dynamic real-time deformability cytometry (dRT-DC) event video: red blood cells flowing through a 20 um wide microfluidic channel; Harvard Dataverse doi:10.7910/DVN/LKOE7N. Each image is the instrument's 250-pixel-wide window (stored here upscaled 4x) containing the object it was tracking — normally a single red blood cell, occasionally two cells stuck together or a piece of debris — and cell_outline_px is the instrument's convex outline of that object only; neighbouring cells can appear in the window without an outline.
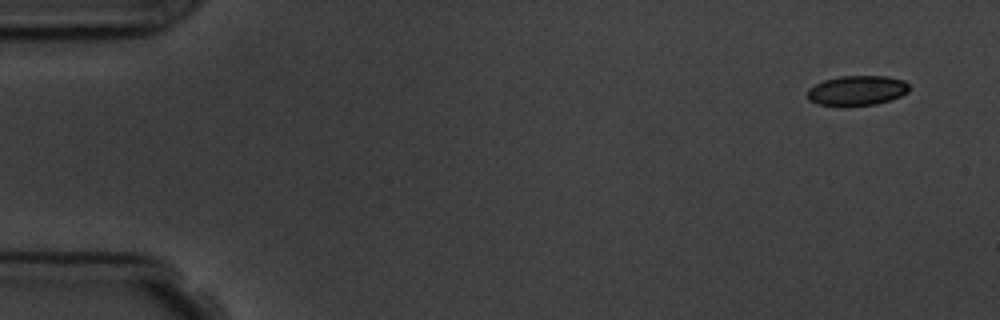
{"species": "common noctule bat (a hibernating species)", "species_latin": "Nyctalus noctula", "temperature_condition": "room temperature", "stored_images_in_passage": 6, "camera_frame_rate_fps": 3000, "um_per_image_px": 0.085, "animal": {"sex": "male", "body_mass_g": 19.5, "forearm_length_mm": 54.6}, "frame": {"image": 1, "passage_image": 1, "time_ms": 0.0, "image_size_px": [1000, 320], "cell_outline_px": [[908, 92], [900, 96], [876, 104], [844, 108], [816, 104], [808, 100], [808, 88], [824, 80], [840, 76], [888, 76], [904, 80], [908, 84]], "centroid_in_image_um": [72.8, 7.72], "position_along_channel_um": 12.2, "area_um2": 18.15}}
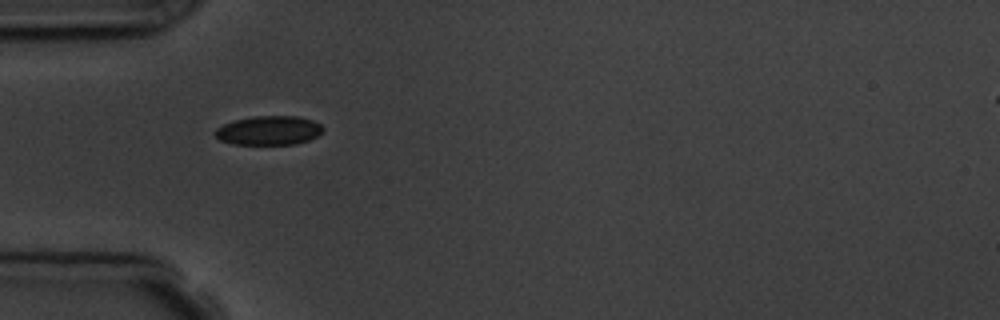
{"frame": {"image": 2, "passage_image": 5, "time_ms": 4.667, "image_size_px": [1000, 320], "cell_outline_px": [[324, 132], [308, 140], [296, 144], [232, 144], [220, 140], [212, 132], [216, 128], [224, 124], [236, 120], [252, 116], [296, 116], [312, 120], [320, 124], [324, 128]], "centroid_in_image_um": [22.85, 11.09], "position_along_channel_um": 62.2, "area_um2": 18.32}}